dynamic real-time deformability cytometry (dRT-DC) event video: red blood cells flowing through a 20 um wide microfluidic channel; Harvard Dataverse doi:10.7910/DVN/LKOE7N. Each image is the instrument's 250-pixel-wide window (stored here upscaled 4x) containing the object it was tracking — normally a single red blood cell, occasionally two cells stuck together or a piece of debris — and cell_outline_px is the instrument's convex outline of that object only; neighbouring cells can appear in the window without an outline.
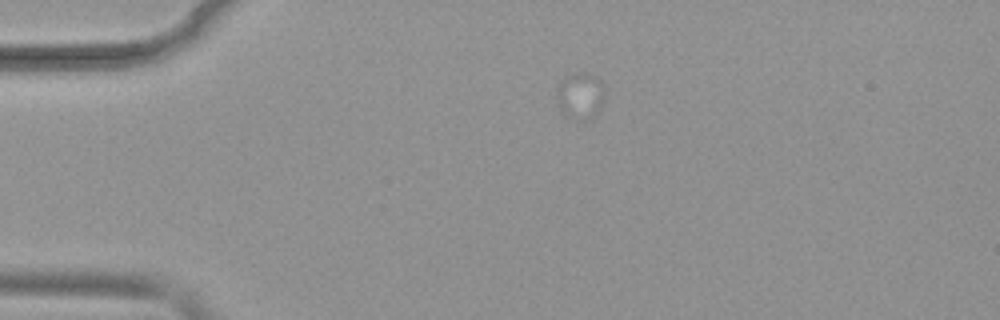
{"species": "common noctule bat (a hibernating species)", "species_latin": "Nyctalus noctula", "temperature_condition": "warm", "stored_images_in_passage": 6, "camera_frame_rate_fps": 3000, "um_per_image_px": 0.085, "animal": {"sex": "female", "body_mass_g": 19.9}, "frame": {"image": 1, "passage_image": 1, "time_ms": 0.0, "image_size_px": [1000, 320], "cell_outline_px": [[604, 92], [600, 108], [592, 116], [584, 120], [576, 120], [568, 116], [560, 108], [556, 96], [556, 88], [560, 80], [564, 76], [576, 72], [584, 72], [596, 76], [604, 84]], "centroid_in_image_um": [49.3, 8.08], "position_along_channel_um": 35.7, "area_um2": 13.06}}